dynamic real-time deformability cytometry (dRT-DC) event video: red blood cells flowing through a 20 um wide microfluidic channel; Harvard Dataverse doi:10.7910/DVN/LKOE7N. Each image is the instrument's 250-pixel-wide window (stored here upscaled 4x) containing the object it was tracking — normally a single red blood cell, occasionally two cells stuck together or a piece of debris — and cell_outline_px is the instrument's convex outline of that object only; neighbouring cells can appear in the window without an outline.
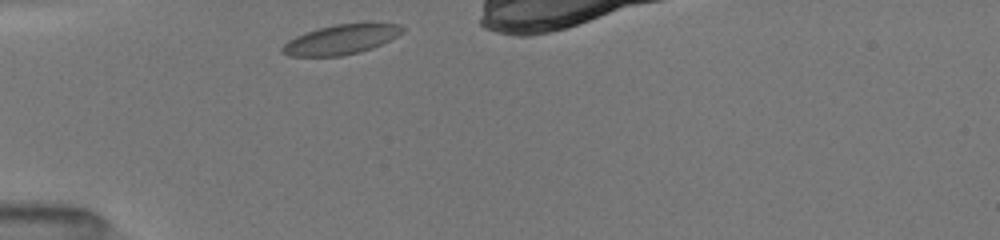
{"species": "common noctule bat (a hibernating species)", "species_latin": "Nyctalus noctula", "temperature_condition": "room temperature", "stored_images_in_passage": 28, "camera_frame_rate_fps": 3000, "um_per_image_px": 0.085, "animal": {"sex": "female", "body_mass_g": 19.5, "forearm_length_mm": 54.1}, "frame": {"image": 1, "passage_image": 1, "time_ms": 0.0, "image_size_px": [1000, 240], "cell_outline_px": [[404, 32], [372, 48], [360, 52], [340, 56], [288, 56], [280, 52], [280, 48], [288, 40], [296, 36], [320, 28], [336, 24], [400, 24], [404, 28]], "centroid_in_image_um": [28.94, 3.38], "position_along_channel_um": 56.1, "area_um2": 20.4}}
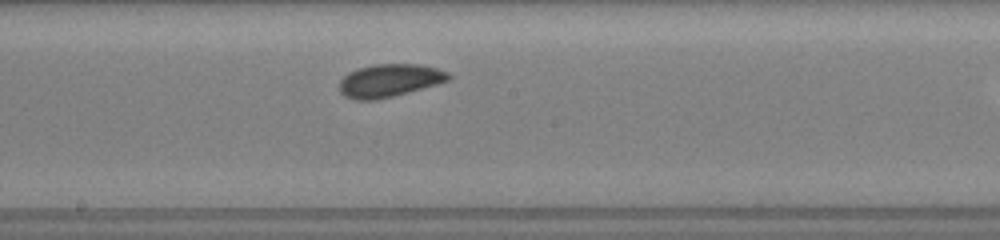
{"frame": {"image": 2, "passage_image": 14, "time_ms": 4.333, "image_size_px": [1000, 240], "cell_outline_px": [[452, 76], [448, 80], [436, 84], [408, 92], [376, 100], [352, 100], [344, 96], [340, 92], [340, 80], [348, 72], [372, 64], [420, 64], [436, 68], [448, 72]], "centroid_in_image_um": [33.08, 6.84], "position_along_channel_um": 215.1, "area_um2": 20.87}}
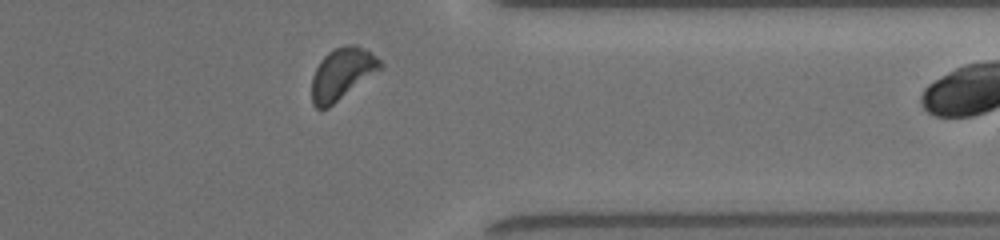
{"frame": {"image": 3, "passage_image": 27, "time_ms": 8.667, "image_size_px": [1000, 240], "cell_outline_px": [[384, 68], [328, 108], [316, 108], [312, 104], [312, 76], [320, 60], [328, 52], [344, 44], [356, 44], [364, 48], [376, 56], [384, 64]], "centroid_in_image_um": [29.1, 6.26], "position_along_channel_um": 382.3, "area_um2": 20.87}}